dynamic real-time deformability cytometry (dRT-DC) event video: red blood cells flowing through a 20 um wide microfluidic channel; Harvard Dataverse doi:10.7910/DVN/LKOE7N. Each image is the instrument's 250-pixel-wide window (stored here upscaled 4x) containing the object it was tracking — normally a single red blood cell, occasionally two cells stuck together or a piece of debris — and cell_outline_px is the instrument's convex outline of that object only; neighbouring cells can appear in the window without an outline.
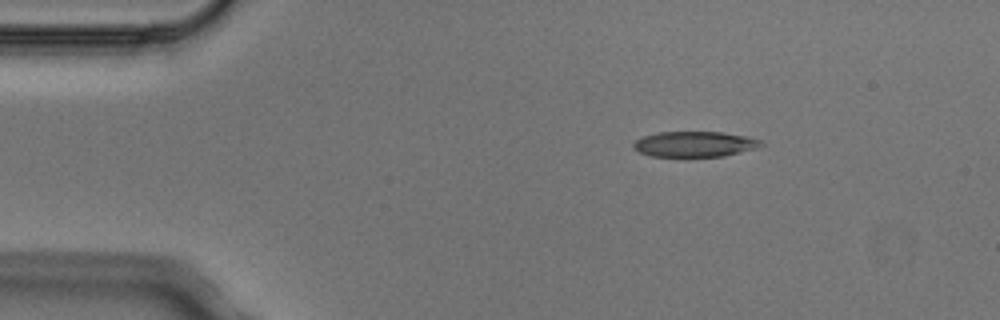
{"species": "Egyptian fruit bat (a non-hibernating species)", "species_latin": "Rousettus aegyptiacus", "temperature_condition": "cold", "stored_images_in_passage": 5, "camera_frame_rate_fps": 3000, "um_per_image_px": 0.085, "animal": {"sex": "male"}, "frame": {"image": 1, "passage_image": 3, "time_ms": 0.667, "image_size_px": [1000, 320], "cell_outline_px": [[764, 144], [756, 148], [724, 156], [652, 156], [640, 152], [632, 148], [632, 144], [636, 140], [644, 136], [660, 132], [724, 132], [764, 140]], "centroid_in_image_um": [59.06, 12.24], "position_along_channel_um": 25.9, "area_um2": 18.84}}
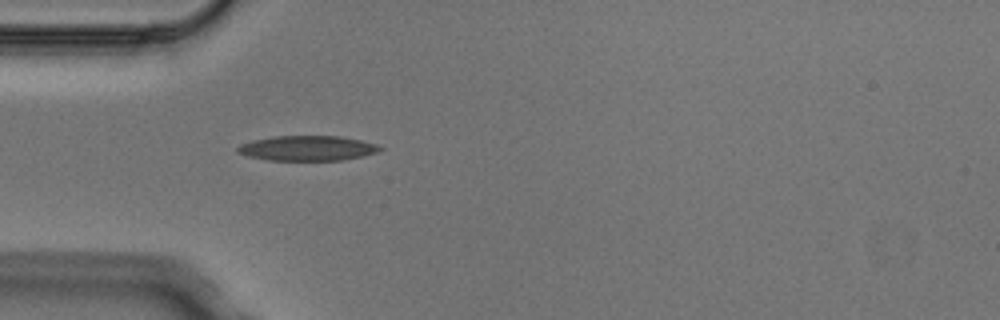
{"frame": {"image": 2, "passage_image": 5, "time_ms": 1.333, "image_size_px": [1000, 320], "cell_outline_px": [[384, 148], [380, 152], [364, 156], [340, 160], [268, 160], [248, 156], [236, 152], [236, 148], [240, 144], [252, 140], [272, 136], [340, 136], [360, 140], [376, 144]], "centroid_in_image_um": [26.13, 12.59], "position_along_channel_um": 58.9, "area_um2": 20.87}}